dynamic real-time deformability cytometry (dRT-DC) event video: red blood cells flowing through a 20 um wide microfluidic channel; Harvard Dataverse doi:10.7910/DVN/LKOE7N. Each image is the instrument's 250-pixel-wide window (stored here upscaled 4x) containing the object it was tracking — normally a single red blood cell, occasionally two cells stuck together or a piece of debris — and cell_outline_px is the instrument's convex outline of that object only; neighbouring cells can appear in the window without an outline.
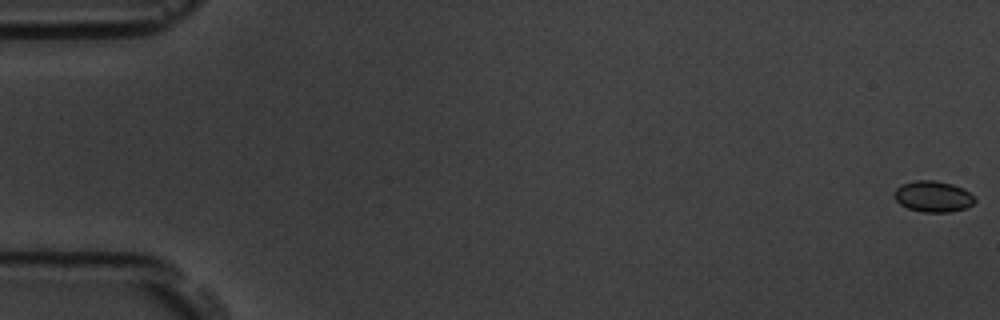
{"species": "common noctule bat (a hibernating species)", "species_latin": "Nyctalus noctula", "temperature_condition": "room temperature", "stored_images_in_passage": 55, "camera_frame_rate_fps": 3000, "um_per_image_px": 0.085, "animal": {"sex": "male", "body_mass_g": 19.5, "forearm_length_mm": 54.6}, "frame": {"image": 1, "passage_image": 1, "time_ms": 0.0, "image_size_px": [1000, 320], "cell_outline_px": [[976, 200], [968, 208], [948, 212], [924, 212], [908, 208], [900, 204], [896, 200], [896, 188], [900, 184], [916, 180], [936, 180], [952, 184], [976, 196]], "centroid_in_image_um": [79.34, 16.7], "position_along_channel_um": 5.7, "area_um2": 14.51}}
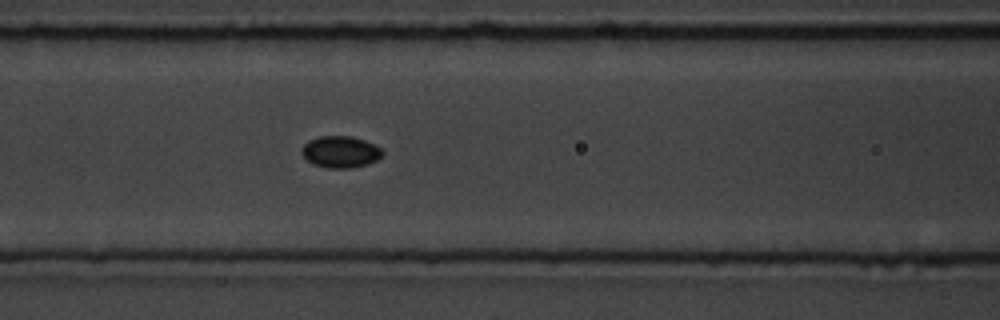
{"frame": {"image": 2, "passage_image": 24, "time_ms": 7.667, "image_size_px": [1000, 320], "cell_outline_px": [[384, 152], [376, 160], [352, 168], [328, 168], [312, 164], [300, 152], [300, 148], [308, 140], [320, 136], [352, 136], [364, 140], [380, 148]], "centroid_in_image_um": [28.89, 12.9], "position_along_channel_um": 137.7, "area_um2": 14.8}}
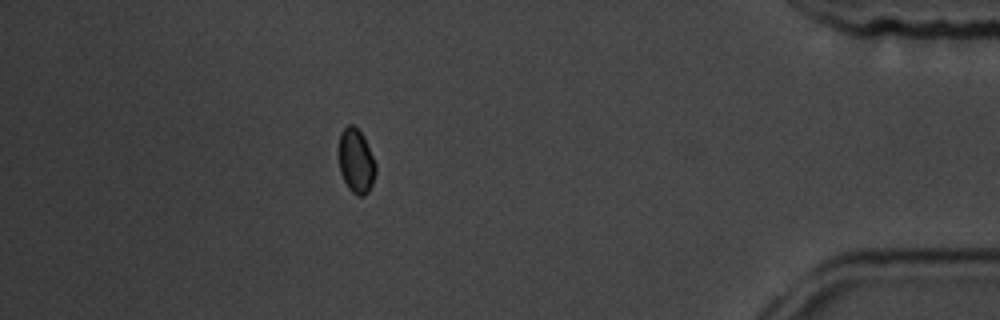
{"frame": {"image": 3, "passage_image": 49, "time_ms": 16.0, "image_size_px": [1000, 320], "cell_outline_px": [[376, 172], [372, 184], [368, 192], [364, 196], [356, 196], [348, 188], [340, 172], [340, 132], [348, 124], [352, 124], [364, 136], [376, 164]], "centroid_in_image_um": [30.28, 13.71], "position_along_channel_um": 404.9, "area_um2": 13.76}, "authors_computed_cell_mechanics": {"area_um2": 14.161, "velocity_mm_per_s": 3.7791, "shape_relaxation_time_tau1_ms": 1.534, "shape_relaxation_time_tau2_ms": null, "deformation_change_tau1": 0.0416, "deformation_change_tau2": null}}